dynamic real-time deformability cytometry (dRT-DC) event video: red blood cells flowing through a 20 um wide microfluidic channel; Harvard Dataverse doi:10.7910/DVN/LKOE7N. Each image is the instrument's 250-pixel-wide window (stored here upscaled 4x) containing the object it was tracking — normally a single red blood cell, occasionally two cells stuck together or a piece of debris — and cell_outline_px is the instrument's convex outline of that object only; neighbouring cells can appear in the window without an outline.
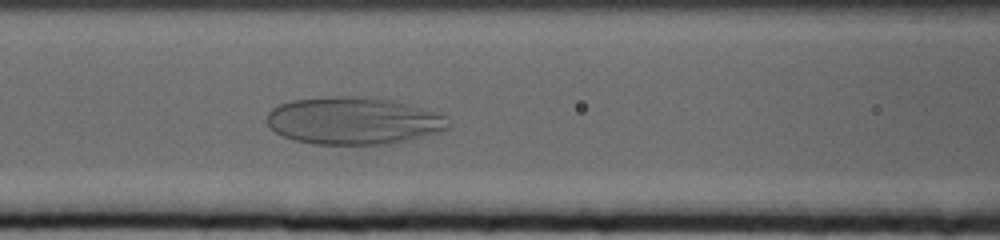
{"species": "human", "species_latin": "Homo sapiens", "temperature_condition": "cold", "stored_images_in_passage": 36, "camera_frame_rate_fps": 3000, "um_per_image_px": 0.085, "donor": {"sex": "female"}, "frame": {"image": 1, "passage_image": 19, "time_ms": 6.0, "image_size_px": [1000, 240], "cell_outline_px": [[448, 128], [396, 144], [316, 144], [296, 140], [284, 136], [276, 132], [268, 124], [268, 112], [272, 108], [280, 104], [292, 100], [332, 96], [368, 96], [392, 100], [408, 104], [444, 116]], "centroid_in_image_um": [30.0, 10.26], "position_along_channel_um": 136.6, "area_um2": 49.59}}
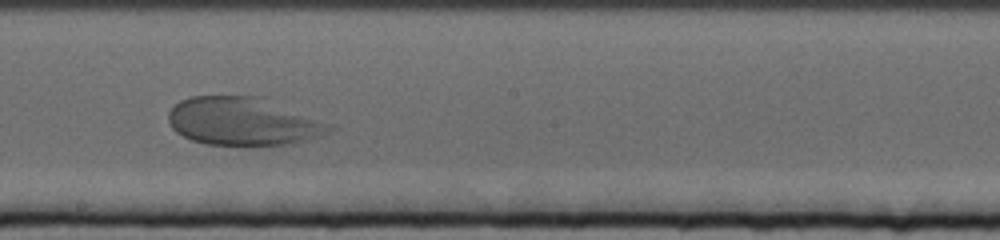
{"frame": {"image": 2, "passage_image": 28, "time_ms": 9.0, "image_size_px": [1000, 240], "cell_outline_px": [[336, 124], [328, 132], [320, 136], [292, 144], [256, 148], [244, 148], [204, 144], [192, 140], [176, 132], [172, 128], [168, 120], [168, 112], [180, 100], [192, 96], [268, 96]], "centroid_in_image_um": [20.78, 10.34], "position_along_channel_um": 227.4, "area_um2": 47.4}}
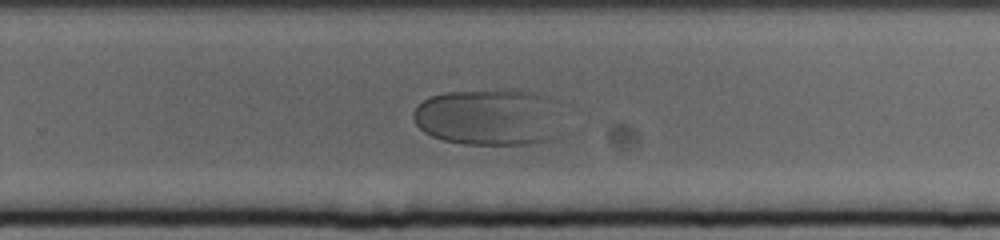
{"frame": {"image": 3, "passage_image": 34, "time_ms": 11.0, "image_size_px": [1000, 240], "cell_outline_px": [[552, 100], [548, 136], [544, 140], [524, 144], [464, 144], [444, 140], [432, 136], [424, 132], [416, 124], [412, 116], [412, 112], [424, 100], [432, 96], [444, 92], [524, 92], [548, 96]], "centroid_in_image_um": [41.27, 9.98], "position_along_channel_um": 288.5, "area_um2": 46.12}}